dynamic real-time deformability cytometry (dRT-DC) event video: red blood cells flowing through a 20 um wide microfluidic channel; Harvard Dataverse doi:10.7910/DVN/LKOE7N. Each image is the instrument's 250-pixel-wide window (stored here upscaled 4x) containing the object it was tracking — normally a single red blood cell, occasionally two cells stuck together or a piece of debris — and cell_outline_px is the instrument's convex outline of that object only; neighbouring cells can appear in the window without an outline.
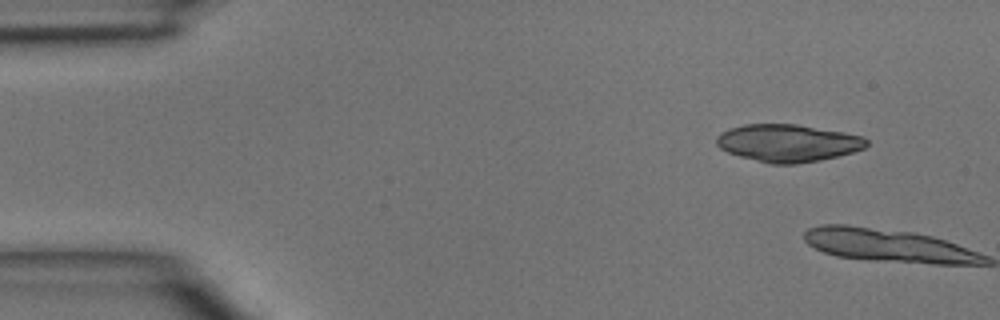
{"species": "common noctule bat (a hibernating species)", "species_latin": "Nyctalus noctula", "temperature_condition": "room temperature", "stored_images_in_passage": 2, "camera_frame_rate_fps": 3000, "um_per_image_px": 0.085, "animal": {"sex": "male", "body_mass_g": 15.6}, "frame": {"image": 1, "passage_image": 1, "time_ms": 0.0, "image_size_px": [1000, 320], "cell_outline_px": [[868, 144], [864, 148], [852, 152], [820, 160], [796, 164], [772, 164], [740, 156], [728, 152], [720, 148], [716, 144], [716, 136], [720, 132], [728, 128], [744, 124], [796, 124], [844, 132], [864, 136], [868, 140]], "centroid_in_image_um": [66.95, 12.14], "position_along_channel_um": 18.0, "area_um2": 32.77}}